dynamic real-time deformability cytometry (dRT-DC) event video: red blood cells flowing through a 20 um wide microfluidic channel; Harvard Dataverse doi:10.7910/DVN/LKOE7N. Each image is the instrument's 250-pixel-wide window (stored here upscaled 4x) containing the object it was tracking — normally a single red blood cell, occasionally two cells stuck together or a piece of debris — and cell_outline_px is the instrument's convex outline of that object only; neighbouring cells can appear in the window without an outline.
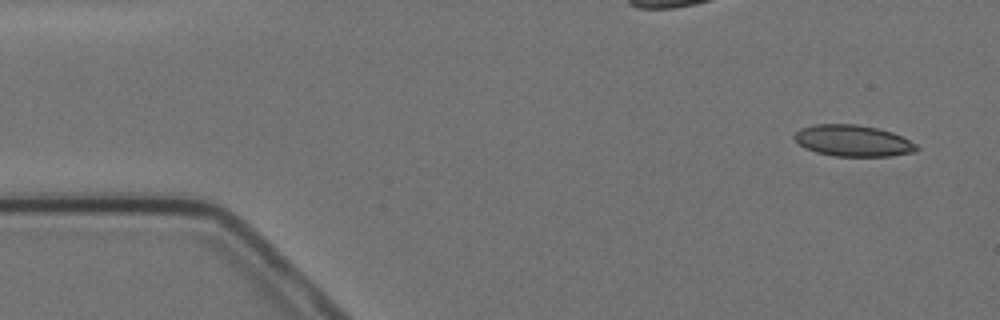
{"species": "Egyptian fruit bat (a non-hibernating species)", "species_latin": "Rousettus aegyptiacus", "temperature_condition": "cold", "stored_images_in_passage": 9, "segment_of_instrument_passage": [1, 2], "camera_frame_rate_fps": 3000, "um_per_image_px": 0.085, "animal": {"sex": "female"}, "frame": {"image": 1, "passage_image": 1, "time_ms": 0.0, "image_size_px": [1000, 320], "cell_outline_px": [[920, 148], [912, 152], [892, 156], [832, 156], [816, 152], [800, 144], [792, 136], [800, 128], [816, 124], [856, 124], [876, 128], [892, 132], [916, 144]], "centroid_in_image_um": [72.49, 11.96], "position_along_channel_um": 12.5, "area_um2": 22.14}}
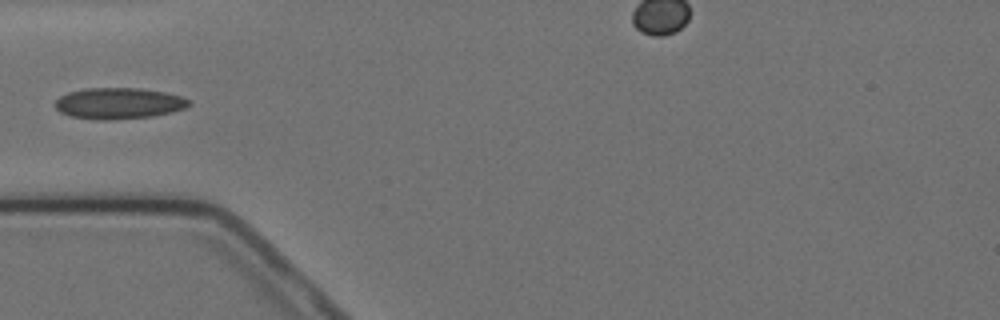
{"frame": {"image": 2, "passage_image": 5, "time_ms": 4.667, "image_size_px": [1000, 320], "cell_outline_px": [[192, 104], [184, 108], [172, 112], [152, 116], [112, 120], [96, 120], [72, 116], [60, 112], [56, 108], [56, 100], [60, 96], [68, 92], [84, 88], [140, 88], [164, 92], [180, 96], [192, 100]], "centroid_in_image_um": [10.11, 8.78], "position_along_channel_um": 74.9, "area_um2": 24.39}}
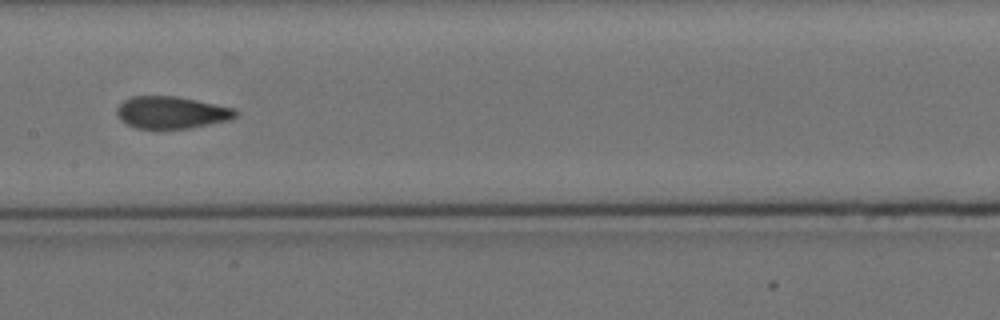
{"frame": {"image": 3, "passage_image": 8, "time_ms": 8.0, "image_size_px": [1000, 320], "cell_outline_px": [[240, 112], [232, 120], [188, 128], [136, 128], [120, 120], [116, 112], [116, 108], [124, 100], [132, 96], [176, 96], [236, 108]], "centroid_in_image_um": [14.61, 9.55], "position_along_channel_um": 192.8, "area_um2": 22.31}}